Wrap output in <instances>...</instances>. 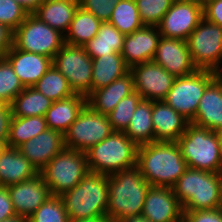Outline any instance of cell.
I'll return each instance as SVG.
<instances>
[{
  "instance_id": "obj_42",
  "label": "cell",
  "mask_w": 222,
  "mask_h": 222,
  "mask_svg": "<svg viewBox=\"0 0 222 222\" xmlns=\"http://www.w3.org/2000/svg\"><path fill=\"white\" fill-rule=\"evenodd\" d=\"M203 17L222 27V0H204Z\"/></svg>"
},
{
  "instance_id": "obj_7",
  "label": "cell",
  "mask_w": 222,
  "mask_h": 222,
  "mask_svg": "<svg viewBox=\"0 0 222 222\" xmlns=\"http://www.w3.org/2000/svg\"><path fill=\"white\" fill-rule=\"evenodd\" d=\"M89 172L86 153L68 148L61 150L39 171L51 196H61L71 190Z\"/></svg>"
},
{
  "instance_id": "obj_1",
  "label": "cell",
  "mask_w": 222,
  "mask_h": 222,
  "mask_svg": "<svg viewBox=\"0 0 222 222\" xmlns=\"http://www.w3.org/2000/svg\"><path fill=\"white\" fill-rule=\"evenodd\" d=\"M136 166L151 186L170 188L188 168L177 143L165 141L140 145Z\"/></svg>"
},
{
  "instance_id": "obj_16",
  "label": "cell",
  "mask_w": 222,
  "mask_h": 222,
  "mask_svg": "<svg viewBox=\"0 0 222 222\" xmlns=\"http://www.w3.org/2000/svg\"><path fill=\"white\" fill-rule=\"evenodd\" d=\"M16 215L28 219L50 196V190L39 173L34 178L7 187Z\"/></svg>"
},
{
  "instance_id": "obj_4",
  "label": "cell",
  "mask_w": 222,
  "mask_h": 222,
  "mask_svg": "<svg viewBox=\"0 0 222 222\" xmlns=\"http://www.w3.org/2000/svg\"><path fill=\"white\" fill-rule=\"evenodd\" d=\"M108 192V175L89 172L60 197L69 220L84 219L106 214Z\"/></svg>"
},
{
  "instance_id": "obj_32",
  "label": "cell",
  "mask_w": 222,
  "mask_h": 222,
  "mask_svg": "<svg viewBox=\"0 0 222 222\" xmlns=\"http://www.w3.org/2000/svg\"><path fill=\"white\" fill-rule=\"evenodd\" d=\"M47 129L45 116L11 117L6 146L18 148Z\"/></svg>"
},
{
  "instance_id": "obj_41",
  "label": "cell",
  "mask_w": 222,
  "mask_h": 222,
  "mask_svg": "<svg viewBox=\"0 0 222 222\" xmlns=\"http://www.w3.org/2000/svg\"><path fill=\"white\" fill-rule=\"evenodd\" d=\"M186 222H222V214L218 209L183 211Z\"/></svg>"
},
{
  "instance_id": "obj_46",
  "label": "cell",
  "mask_w": 222,
  "mask_h": 222,
  "mask_svg": "<svg viewBox=\"0 0 222 222\" xmlns=\"http://www.w3.org/2000/svg\"><path fill=\"white\" fill-rule=\"evenodd\" d=\"M15 1L19 3L26 11H28L29 14H32L44 0H15Z\"/></svg>"
},
{
  "instance_id": "obj_54",
  "label": "cell",
  "mask_w": 222,
  "mask_h": 222,
  "mask_svg": "<svg viewBox=\"0 0 222 222\" xmlns=\"http://www.w3.org/2000/svg\"><path fill=\"white\" fill-rule=\"evenodd\" d=\"M217 76L221 79V81H222V70H220V71H218L217 72Z\"/></svg>"
},
{
  "instance_id": "obj_18",
  "label": "cell",
  "mask_w": 222,
  "mask_h": 222,
  "mask_svg": "<svg viewBox=\"0 0 222 222\" xmlns=\"http://www.w3.org/2000/svg\"><path fill=\"white\" fill-rule=\"evenodd\" d=\"M161 34L157 26L144 25L125 35L121 54L125 64L132 66L153 61Z\"/></svg>"
},
{
  "instance_id": "obj_44",
  "label": "cell",
  "mask_w": 222,
  "mask_h": 222,
  "mask_svg": "<svg viewBox=\"0 0 222 222\" xmlns=\"http://www.w3.org/2000/svg\"><path fill=\"white\" fill-rule=\"evenodd\" d=\"M13 46V31L7 26L0 24V57H4Z\"/></svg>"
},
{
  "instance_id": "obj_53",
  "label": "cell",
  "mask_w": 222,
  "mask_h": 222,
  "mask_svg": "<svg viewBox=\"0 0 222 222\" xmlns=\"http://www.w3.org/2000/svg\"><path fill=\"white\" fill-rule=\"evenodd\" d=\"M218 210H219V211L221 212V214H222V191H221V197H220V201H219Z\"/></svg>"
},
{
  "instance_id": "obj_30",
  "label": "cell",
  "mask_w": 222,
  "mask_h": 222,
  "mask_svg": "<svg viewBox=\"0 0 222 222\" xmlns=\"http://www.w3.org/2000/svg\"><path fill=\"white\" fill-rule=\"evenodd\" d=\"M102 23L92 13L85 11L79 6L68 31L64 35L65 43L75 46L85 45L97 35Z\"/></svg>"
},
{
  "instance_id": "obj_36",
  "label": "cell",
  "mask_w": 222,
  "mask_h": 222,
  "mask_svg": "<svg viewBox=\"0 0 222 222\" xmlns=\"http://www.w3.org/2000/svg\"><path fill=\"white\" fill-rule=\"evenodd\" d=\"M24 88L10 62L0 57V97L10 105Z\"/></svg>"
},
{
  "instance_id": "obj_28",
  "label": "cell",
  "mask_w": 222,
  "mask_h": 222,
  "mask_svg": "<svg viewBox=\"0 0 222 222\" xmlns=\"http://www.w3.org/2000/svg\"><path fill=\"white\" fill-rule=\"evenodd\" d=\"M125 35L109 22H103L97 35L83 45L91 58L121 53Z\"/></svg>"
},
{
  "instance_id": "obj_51",
  "label": "cell",
  "mask_w": 222,
  "mask_h": 222,
  "mask_svg": "<svg viewBox=\"0 0 222 222\" xmlns=\"http://www.w3.org/2000/svg\"><path fill=\"white\" fill-rule=\"evenodd\" d=\"M219 150H220V159L222 165V134L219 132Z\"/></svg>"
},
{
  "instance_id": "obj_48",
  "label": "cell",
  "mask_w": 222,
  "mask_h": 222,
  "mask_svg": "<svg viewBox=\"0 0 222 222\" xmlns=\"http://www.w3.org/2000/svg\"><path fill=\"white\" fill-rule=\"evenodd\" d=\"M113 222H151L148 218H145L143 215L119 218Z\"/></svg>"
},
{
  "instance_id": "obj_39",
  "label": "cell",
  "mask_w": 222,
  "mask_h": 222,
  "mask_svg": "<svg viewBox=\"0 0 222 222\" xmlns=\"http://www.w3.org/2000/svg\"><path fill=\"white\" fill-rule=\"evenodd\" d=\"M29 15L15 0H0V24L7 26L13 32Z\"/></svg>"
},
{
  "instance_id": "obj_50",
  "label": "cell",
  "mask_w": 222,
  "mask_h": 222,
  "mask_svg": "<svg viewBox=\"0 0 222 222\" xmlns=\"http://www.w3.org/2000/svg\"><path fill=\"white\" fill-rule=\"evenodd\" d=\"M0 111H11L10 105L0 97Z\"/></svg>"
},
{
  "instance_id": "obj_20",
  "label": "cell",
  "mask_w": 222,
  "mask_h": 222,
  "mask_svg": "<svg viewBox=\"0 0 222 222\" xmlns=\"http://www.w3.org/2000/svg\"><path fill=\"white\" fill-rule=\"evenodd\" d=\"M4 57L10 62L24 87H33L52 65V59L12 46Z\"/></svg>"
},
{
  "instance_id": "obj_29",
  "label": "cell",
  "mask_w": 222,
  "mask_h": 222,
  "mask_svg": "<svg viewBox=\"0 0 222 222\" xmlns=\"http://www.w3.org/2000/svg\"><path fill=\"white\" fill-rule=\"evenodd\" d=\"M152 101L142 99L124 133L138 146L155 141L152 122Z\"/></svg>"
},
{
  "instance_id": "obj_3",
  "label": "cell",
  "mask_w": 222,
  "mask_h": 222,
  "mask_svg": "<svg viewBox=\"0 0 222 222\" xmlns=\"http://www.w3.org/2000/svg\"><path fill=\"white\" fill-rule=\"evenodd\" d=\"M183 211L218 209L222 173L187 168L172 187Z\"/></svg>"
},
{
  "instance_id": "obj_19",
  "label": "cell",
  "mask_w": 222,
  "mask_h": 222,
  "mask_svg": "<svg viewBox=\"0 0 222 222\" xmlns=\"http://www.w3.org/2000/svg\"><path fill=\"white\" fill-rule=\"evenodd\" d=\"M64 148V134L49 128L18 147L19 151L38 171Z\"/></svg>"
},
{
  "instance_id": "obj_6",
  "label": "cell",
  "mask_w": 222,
  "mask_h": 222,
  "mask_svg": "<svg viewBox=\"0 0 222 222\" xmlns=\"http://www.w3.org/2000/svg\"><path fill=\"white\" fill-rule=\"evenodd\" d=\"M176 143L189 168L222 173L219 132L190 122Z\"/></svg>"
},
{
  "instance_id": "obj_8",
  "label": "cell",
  "mask_w": 222,
  "mask_h": 222,
  "mask_svg": "<svg viewBox=\"0 0 222 222\" xmlns=\"http://www.w3.org/2000/svg\"><path fill=\"white\" fill-rule=\"evenodd\" d=\"M65 44L64 35L29 14L13 32V46L17 49L47 56L51 59Z\"/></svg>"
},
{
  "instance_id": "obj_25",
  "label": "cell",
  "mask_w": 222,
  "mask_h": 222,
  "mask_svg": "<svg viewBox=\"0 0 222 222\" xmlns=\"http://www.w3.org/2000/svg\"><path fill=\"white\" fill-rule=\"evenodd\" d=\"M86 105L87 97L79 94L53 101L45 114L47 127L65 134Z\"/></svg>"
},
{
  "instance_id": "obj_15",
  "label": "cell",
  "mask_w": 222,
  "mask_h": 222,
  "mask_svg": "<svg viewBox=\"0 0 222 222\" xmlns=\"http://www.w3.org/2000/svg\"><path fill=\"white\" fill-rule=\"evenodd\" d=\"M153 61L170 74L183 77L194 73V65L186 40L160 37Z\"/></svg>"
},
{
  "instance_id": "obj_40",
  "label": "cell",
  "mask_w": 222,
  "mask_h": 222,
  "mask_svg": "<svg viewBox=\"0 0 222 222\" xmlns=\"http://www.w3.org/2000/svg\"><path fill=\"white\" fill-rule=\"evenodd\" d=\"M119 1L121 0H80L79 6L102 22H108Z\"/></svg>"
},
{
  "instance_id": "obj_21",
  "label": "cell",
  "mask_w": 222,
  "mask_h": 222,
  "mask_svg": "<svg viewBox=\"0 0 222 222\" xmlns=\"http://www.w3.org/2000/svg\"><path fill=\"white\" fill-rule=\"evenodd\" d=\"M190 122L212 131L222 130V81L218 76L206 87Z\"/></svg>"
},
{
  "instance_id": "obj_10",
  "label": "cell",
  "mask_w": 222,
  "mask_h": 222,
  "mask_svg": "<svg viewBox=\"0 0 222 222\" xmlns=\"http://www.w3.org/2000/svg\"><path fill=\"white\" fill-rule=\"evenodd\" d=\"M186 42L198 69L222 70V27L203 17Z\"/></svg>"
},
{
  "instance_id": "obj_9",
  "label": "cell",
  "mask_w": 222,
  "mask_h": 222,
  "mask_svg": "<svg viewBox=\"0 0 222 222\" xmlns=\"http://www.w3.org/2000/svg\"><path fill=\"white\" fill-rule=\"evenodd\" d=\"M216 77L217 72L204 69H198L183 77H176L163 101L191 121L195 117L206 87Z\"/></svg>"
},
{
  "instance_id": "obj_49",
  "label": "cell",
  "mask_w": 222,
  "mask_h": 222,
  "mask_svg": "<svg viewBox=\"0 0 222 222\" xmlns=\"http://www.w3.org/2000/svg\"><path fill=\"white\" fill-rule=\"evenodd\" d=\"M0 222H28V219H26L25 217H22L20 215H15L10 218L4 219Z\"/></svg>"
},
{
  "instance_id": "obj_17",
  "label": "cell",
  "mask_w": 222,
  "mask_h": 222,
  "mask_svg": "<svg viewBox=\"0 0 222 222\" xmlns=\"http://www.w3.org/2000/svg\"><path fill=\"white\" fill-rule=\"evenodd\" d=\"M141 215L151 222H180L183 207L170 187L151 186L146 194Z\"/></svg>"
},
{
  "instance_id": "obj_34",
  "label": "cell",
  "mask_w": 222,
  "mask_h": 222,
  "mask_svg": "<svg viewBox=\"0 0 222 222\" xmlns=\"http://www.w3.org/2000/svg\"><path fill=\"white\" fill-rule=\"evenodd\" d=\"M124 35L133 33L144 26L136 6L135 0H121L114 9L108 21Z\"/></svg>"
},
{
  "instance_id": "obj_47",
  "label": "cell",
  "mask_w": 222,
  "mask_h": 222,
  "mask_svg": "<svg viewBox=\"0 0 222 222\" xmlns=\"http://www.w3.org/2000/svg\"><path fill=\"white\" fill-rule=\"evenodd\" d=\"M69 222H113L107 214H101L91 218L73 219Z\"/></svg>"
},
{
  "instance_id": "obj_35",
  "label": "cell",
  "mask_w": 222,
  "mask_h": 222,
  "mask_svg": "<svg viewBox=\"0 0 222 222\" xmlns=\"http://www.w3.org/2000/svg\"><path fill=\"white\" fill-rule=\"evenodd\" d=\"M141 100L137 91L120 100L114 110L107 115L113 131L124 132L127 129Z\"/></svg>"
},
{
  "instance_id": "obj_12",
  "label": "cell",
  "mask_w": 222,
  "mask_h": 222,
  "mask_svg": "<svg viewBox=\"0 0 222 222\" xmlns=\"http://www.w3.org/2000/svg\"><path fill=\"white\" fill-rule=\"evenodd\" d=\"M52 65L69 82L75 94L87 97L92 86V58L83 46L64 44L52 59Z\"/></svg>"
},
{
  "instance_id": "obj_23",
  "label": "cell",
  "mask_w": 222,
  "mask_h": 222,
  "mask_svg": "<svg viewBox=\"0 0 222 222\" xmlns=\"http://www.w3.org/2000/svg\"><path fill=\"white\" fill-rule=\"evenodd\" d=\"M155 141L176 142L190 123L164 101H152Z\"/></svg>"
},
{
  "instance_id": "obj_11",
  "label": "cell",
  "mask_w": 222,
  "mask_h": 222,
  "mask_svg": "<svg viewBox=\"0 0 222 222\" xmlns=\"http://www.w3.org/2000/svg\"><path fill=\"white\" fill-rule=\"evenodd\" d=\"M112 132L107 115L94 112L86 105L64 134L65 148L86 152Z\"/></svg>"
},
{
  "instance_id": "obj_13",
  "label": "cell",
  "mask_w": 222,
  "mask_h": 222,
  "mask_svg": "<svg viewBox=\"0 0 222 222\" xmlns=\"http://www.w3.org/2000/svg\"><path fill=\"white\" fill-rule=\"evenodd\" d=\"M203 18L199 0H175L157 25L162 37L187 40Z\"/></svg>"
},
{
  "instance_id": "obj_37",
  "label": "cell",
  "mask_w": 222,
  "mask_h": 222,
  "mask_svg": "<svg viewBox=\"0 0 222 222\" xmlns=\"http://www.w3.org/2000/svg\"><path fill=\"white\" fill-rule=\"evenodd\" d=\"M28 222H69L60 196H50L29 218Z\"/></svg>"
},
{
  "instance_id": "obj_2",
  "label": "cell",
  "mask_w": 222,
  "mask_h": 222,
  "mask_svg": "<svg viewBox=\"0 0 222 222\" xmlns=\"http://www.w3.org/2000/svg\"><path fill=\"white\" fill-rule=\"evenodd\" d=\"M150 187L137 166L108 175L106 214L112 221L141 215Z\"/></svg>"
},
{
  "instance_id": "obj_38",
  "label": "cell",
  "mask_w": 222,
  "mask_h": 222,
  "mask_svg": "<svg viewBox=\"0 0 222 222\" xmlns=\"http://www.w3.org/2000/svg\"><path fill=\"white\" fill-rule=\"evenodd\" d=\"M175 0H135L144 25L157 26Z\"/></svg>"
},
{
  "instance_id": "obj_27",
  "label": "cell",
  "mask_w": 222,
  "mask_h": 222,
  "mask_svg": "<svg viewBox=\"0 0 222 222\" xmlns=\"http://www.w3.org/2000/svg\"><path fill=\"white\" fill-rule=\"evenodd\" d=\"M129 70L121 53L92 58L91 92L106 87Z\"/></svg>"
},
{
  "instance_id": "obj_33",
  "label": "cell",
  "mask_w": 222,
  "mask_h": 222,
  "mask_svg": "<svg viewBox=\"0 0 222 222\" xmlns=\"http://www.w3.org/2000/svg\"><path fill=\"white\" fill-rule=\"evenodd\" d=\"M38 92L52 101H58L75 95L66 77L53 65L33 86Z\"/></svg>"
},
{
  "instance_id": "obj_43",
  "label": "cell",
  "mask_w": 222,
  "mask_h": 222,
  "mask_svg": "<svg viewBox=\"0 0 222 222\" xmlns=\"http://www.w3.org/2000/svg\"><path fill=\"white\" fill-rule=\"evenodd\" d=\"M15 215L7 187L0 186V221Z\"/></svg>"
},
{
  "instance_id": "obj_26",
  "label": "cell",
  "mask_w": 222,
  "mask_h": 222,
  "mask_svg": "<svg viewBox=\"0 0 222 222\" xmlns=\"http://www.w3.org/2000/svg\"><path fill=\"white\" fill-rule=\"evenodd\" d=\"M78 7L75 0H44L32 14L65 35Z\"/></svg>"
},
{
  "instance_id": "obj_24",
  "label": "cell",
  "mask_w": 222,
  "mask_h": 222,
  "mask_svg": "<svg viewBox=\"0 0 222 222\" xmlns=\"http://www.w3.org/2000/svg\"><path fill=\"white\" fill-rule=\"evenodd\" d=\"M39 174L18 148L5 147L0 154V186L23 182Z\"/></svg>"
},
{
  "instance_id": "obj_22",
  "label": "cell",
  "mask_w": 222,
  "mask_h": 222,
  "mask_svg": "<svg viewBox=\"0 0 222 222\" xmlns=\"http://www.w3.org/2000/svg\"><path fill=\"white\" fill-rule=\"evenodd\" d=\"M134 91V78L129 70L106 87L92 91L87 96V105L94 112L108 115L122 98Z\"/></svg>"
},
{
  "instance_id": "obj_52",
  "label": "cell",
  "mask_w": 222,
  "mask_h": 222,
  "mask_svg": "<svg viewBox=\"0 0 222 222\" xmlns=\"http://www.w3.org/2000/svg\"><path fill=\"white\" fill-rule=\"evenodd\" d=\"M6 142H7V141H0V154H1L2 151L5 149V147H6Z\"/></svg>"
},
{
  "instance_id": "obj_31",
  "label": "cell",
  "mask_w": 222,
  "mask_h": 222,
  "mask_svg": "<svg viewBox=\"0 0 222 222\" xmlns=\"http://www.w3.org/2000/svg\"><path fill=\"white\" fill-rule=\"evenodd\" d=\"M52 102L34 87H25L10 104L11 117L45 116Z\"/></svg>"
},
{
  "instance_id": "obj_14",
  "label": "cell",
  "mask_w": 222,
  "mask_h": 222,
  "mask_svg": "<svg viewBox=\"0 0 222 222\" xmlns=\"http://www.w3.org/2000/svg\"><path fill=\"white\" fill-rule=\"evenodd\" d=\"M130 71L134 78V90L145 100L163 101L175 79L154 61L136 64Z\"/></svg>"
},
{
  "instance_id": "obj_5",
  "label": "cell",
  "mask_w": 222,
  "mask_h": 222,
  "mask_svg": "<svg viewBox=\"0 0 222 222\" xmlns=\"http://www.w3.org/2000/svg\"><path fill=\"white\" fill-rule=\"evenodd\" d=\"M138 145L124 132L113 131L86 151L91 173L111 175L137 165Z\"/></svg>"
},
{
  "instance_id": "obj_45",
  "label": "cell",
  "mask_w": 222,
  "mask_h": 222,
  "mask_svg": "<svg viewBox=\"0 0 222 222\" xmlns=\"http://www.w3.org/2000/svg\"><path fill=\"white\" fill-rule=\"evenodd\" d=\"M11 111H0V141H7Z\"/></svg>"
}]
</instances>
